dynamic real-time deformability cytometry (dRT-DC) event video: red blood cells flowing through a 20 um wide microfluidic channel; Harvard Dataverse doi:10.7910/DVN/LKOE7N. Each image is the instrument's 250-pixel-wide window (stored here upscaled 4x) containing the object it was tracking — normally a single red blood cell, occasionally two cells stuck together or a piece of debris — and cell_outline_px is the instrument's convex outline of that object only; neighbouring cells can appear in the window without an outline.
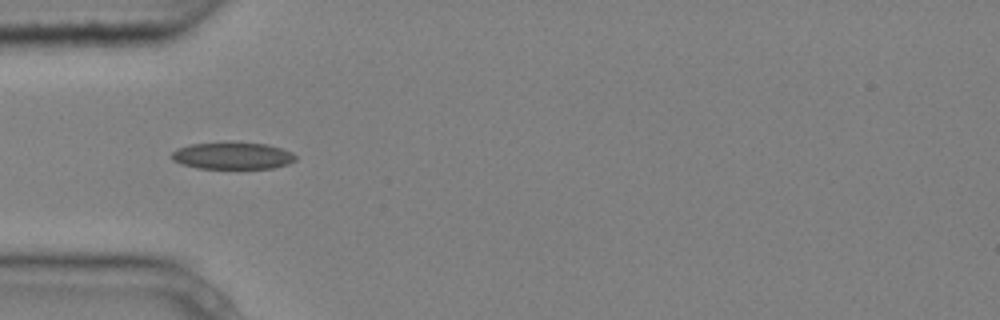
{"species": "common noctule bat (a hibernating species)", "species_latin": "Nyctalus noctula", "temperature_condition": "cold", "stored_images_in_passage": 3, "camera_frame_rate_fps": 3000, "um_per_image_px": 0.085, "animal": {"sex": "male", "body_mass_g": 20.4}, "frame": {"image": 1, "passage_image": 3, "time_ms": 0.667, "image_size_px": [1000, 320], "cell_outline_px": [[296, 160], [288, 164], [272, 168], [196, 168], [180, 164], [172, 160], [172, 152], [176, 148], [192, 144], [232, 140], [268, 144], [292, 152], [296, 156]], "centroid_in_image_um": [19.75, 13.2], "position_along_channel_um": 65.3, "area_um2": 20.06}}